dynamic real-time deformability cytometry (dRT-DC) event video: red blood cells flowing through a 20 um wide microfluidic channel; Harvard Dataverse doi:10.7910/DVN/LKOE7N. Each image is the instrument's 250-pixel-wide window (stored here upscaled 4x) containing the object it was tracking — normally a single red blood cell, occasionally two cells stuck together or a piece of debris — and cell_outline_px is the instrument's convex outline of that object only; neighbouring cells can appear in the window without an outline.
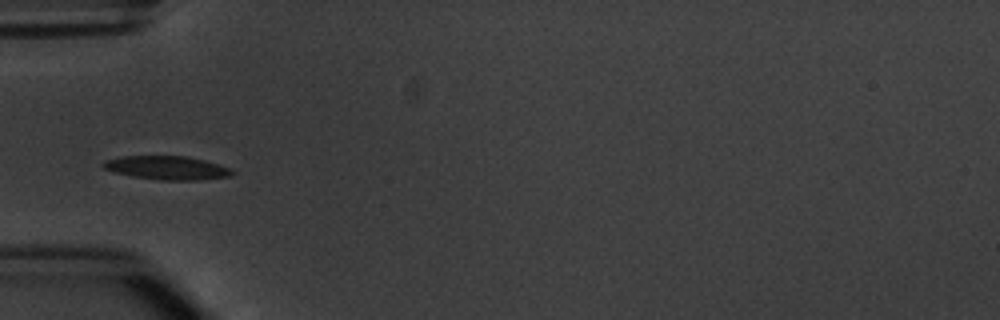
{"species": "common noctule bat (a hibernating species)", "species_latin": "Nyctalus noctula", "temperature_condition": "warm", "stored_images_in_passage": 8, "camera_frame_rate_fps": 3000, "um_per_image_px": 0.085, "animal": {"sex": "male", "body_mass_g": 20.1, "forearm_length_mm": 53.5}, "frame": {"image": 1, "passage_image": 5, "time_ms": 4.667, "image_size_px": [1000, 320], "cell_outline_px": [[236, 172], [232, 176], [200, 180], [160, 180], [132, 176], [116, 172], [104, 168], [100, 164], [104, 160], [120, 156], [184, 156], [204, 160], [220, 164], [232, 168]], "centroid_in_image_um": [14.24, 14.26], "position_along_channel_um": 70.8, "area_um2": 17.92}}
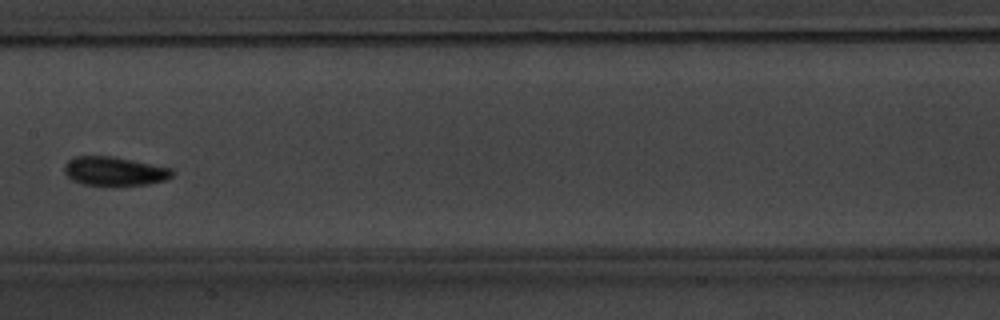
{"frame": {"image": 2, "passage_image": 8, "time_ms": 8.0, "image_size_px": [1000, 320], "cell_outline_px": [[172, 176], [164, 180], [148, 184], [84, 184], [72, 180], [64, 172], [64, 164], [68, 160], [76, 156], [116, 156], [172, 168]], "centroid_in_image_um": [9.71, 14.52], "position_along_channel_um": 197.7, "area_um2": 17.92}}